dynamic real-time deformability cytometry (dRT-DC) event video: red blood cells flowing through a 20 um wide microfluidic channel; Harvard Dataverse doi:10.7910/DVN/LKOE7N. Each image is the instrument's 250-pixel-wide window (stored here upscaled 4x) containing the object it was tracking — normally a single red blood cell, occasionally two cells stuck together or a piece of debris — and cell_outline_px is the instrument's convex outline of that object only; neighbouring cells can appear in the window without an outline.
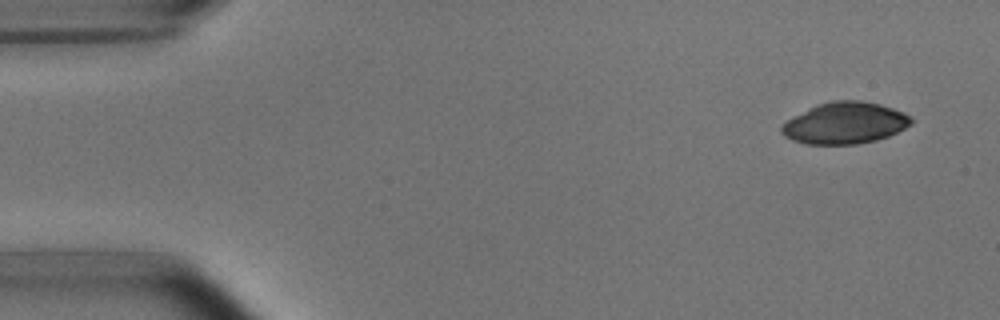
{"species": "common noctule bat (a hibernating species)", "species_latin": "Nyctalus noctula", "temperature_condition": "room temperature", "stored_images_in_passage": 5, "camera_frame_rate_fps": 3000, "um_per_image_px": 0.085, "animal": {"sex": "male", "body_mass_g": 15.6}, "frame": {"image": 1, "passage_image": 1, "time_ms": 0.0, "image_size_px": [1000, 320], "cell_outline_px": [[912, 124], [888, 136], [876, 140], [856, 144], [808, 144], [792, 140], [784, 136], [780, 132], [780, 124], [816, 104], [832, 100], [864, 100], [880, 104], [904, 112], [912, 120]], "centroid_in_image_um": [71.79, 10.45], "position_along_channel_um": 13.2, "area_um2": 31.44}}
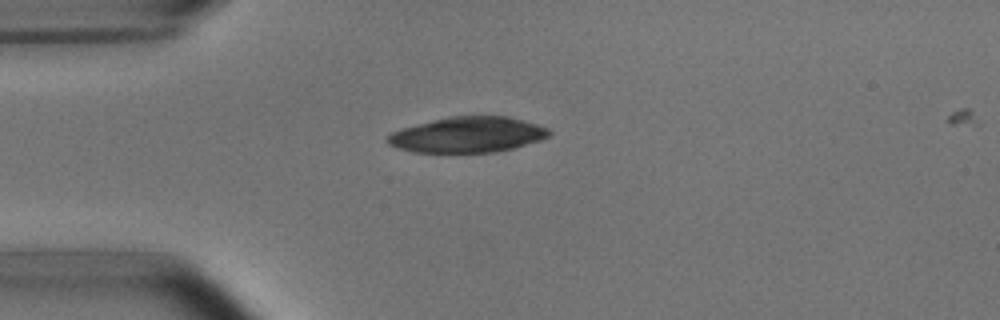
{"frame": {"image": 2, "passage_image": 4, "time_ms": 3.333, "image_size_px": [1000, 320], "cell_outline_px": [[552, 132], [548, 136], [540, 140], [512, 148], [496, 152], [412, 152], [396, 148], [388, 144], [384, 140], [392, 132], [404, 128], [432, 120], [448, 116], [508, 116], [536, 124], [548, 128]], "centroid_in_image_um": [39.73, 11.45], "position_along_channel_um": 45.3, "area_um2": 33.35}}